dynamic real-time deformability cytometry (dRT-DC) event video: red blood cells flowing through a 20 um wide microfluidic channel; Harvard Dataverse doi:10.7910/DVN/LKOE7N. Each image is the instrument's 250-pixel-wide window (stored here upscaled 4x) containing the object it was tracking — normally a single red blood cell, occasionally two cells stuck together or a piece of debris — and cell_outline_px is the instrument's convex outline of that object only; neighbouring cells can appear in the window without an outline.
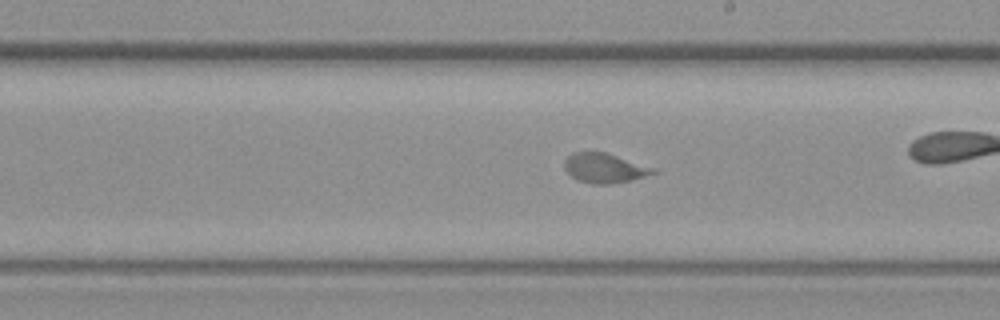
{"species": "common noctule bat (a hibernating species)", "species_latin": "Nyctalus noctula", "temperature_condition": "warm", "stored_images_in_passage": 69, "camera_frame_rate_fps": 3000, "um_per_image_px": 0.085, "animal": {"sex": "female", "body_mass_g": 19.3, "forearm_length_mm": 54.1}, "frame": {"image": 1, "passage_image": 40, "time_ms": 13.0, "image_size_px": [1000, 320], "cell_outline_px": [[660, 172], [632, 180], [612, 184], [592, 184], [576, 180], [564, 168], [564, 160], [572, 152], [604, 152], [660, 168]], "centroid_in_image_um": [51.47, 14.29], "position_along_channel_um": 237.5, "area_um2": 15.72}}